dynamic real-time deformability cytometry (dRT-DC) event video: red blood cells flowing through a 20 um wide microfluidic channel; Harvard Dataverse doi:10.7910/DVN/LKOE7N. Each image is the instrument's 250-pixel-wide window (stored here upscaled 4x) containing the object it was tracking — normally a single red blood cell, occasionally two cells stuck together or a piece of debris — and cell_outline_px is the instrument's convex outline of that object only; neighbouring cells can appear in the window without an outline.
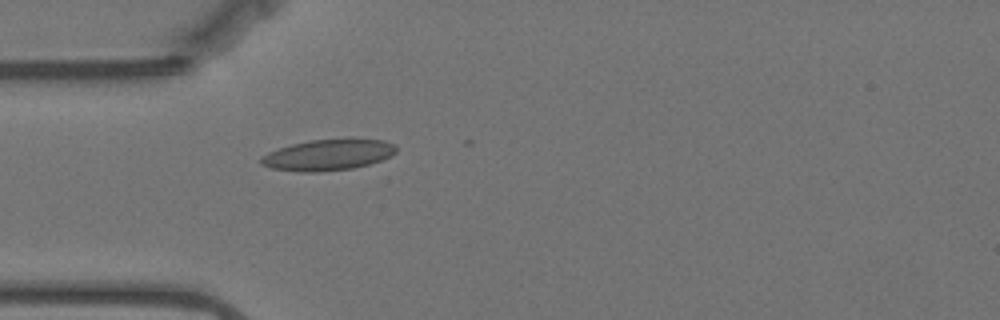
{"species": "Egyptian fruit bat (a non-hibernating species)", "species_latin": "Rousettus aegyptiacus", "temperature_condition": "warm", "stored_images_in_passage": 19, "camera_frame_rate_fps": 3000, "um_per_image_px": 0.085, "animal": {"sex": "female"}, "frame": {"image": 1, "passage_image": 16, "time_ms": 5.0, "image_size_px": [1000, 320], "cell_outline_px": [[396, 152], [380, 160], [368, 164], [352, 168], [320, 172], [300, 172], [272, 168], [260, 164], [260, 160], [268, 152], [292, 144], [308, 140], [384, 140], [396, 144]], "centroid_in_image_um": [27.86, 13.18], "position_along_channel_um": 57.1, "area_um2": 23.93}}